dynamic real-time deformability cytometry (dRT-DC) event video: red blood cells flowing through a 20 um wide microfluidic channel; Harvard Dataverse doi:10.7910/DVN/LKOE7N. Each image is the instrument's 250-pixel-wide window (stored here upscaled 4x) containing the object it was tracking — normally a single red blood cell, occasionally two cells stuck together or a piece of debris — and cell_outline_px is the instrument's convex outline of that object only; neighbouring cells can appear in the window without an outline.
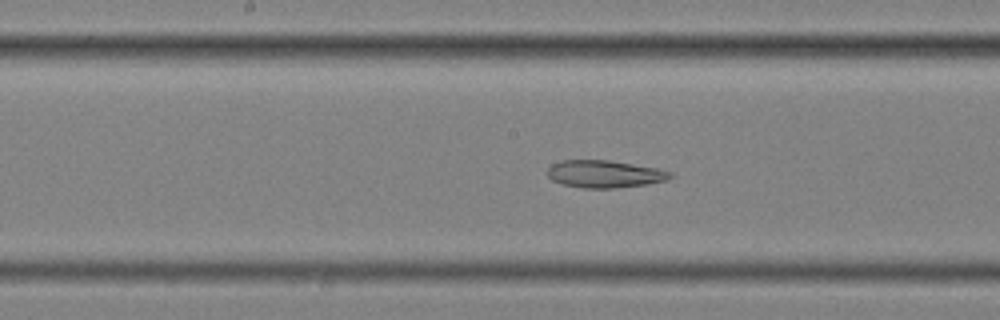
{"species": "common noctule bat (a hibernating species)", "species_latin": "Nyctalus noctula", "temperature_condition": "cold", "stored_images_in_passage": 59, "segment_of_instrument_passage": [2, 3], "camera_frame_rate_fps": 3000, "um_per_image_px": 0.085, "animal": {"sex": "female", "body_mass_g": 25.1}, "frame": {"image": 1, "passage_image": 30, "time_ms": 9.667, "image_size_px": [1000, 320], "cell_outline_px": [[672, 176], [668, 180], [648, 184], [616, 188], [584, 188], [564, 184], [552, 180], [548, 176], [548, 168], [552, 164], [564, 160], [608, 160], [656, 168], [672, 172]], "centroid_in_image_um": [51.41, 14.79], "position_along_channel_um": 196.8, "area_um2": 19.48}}
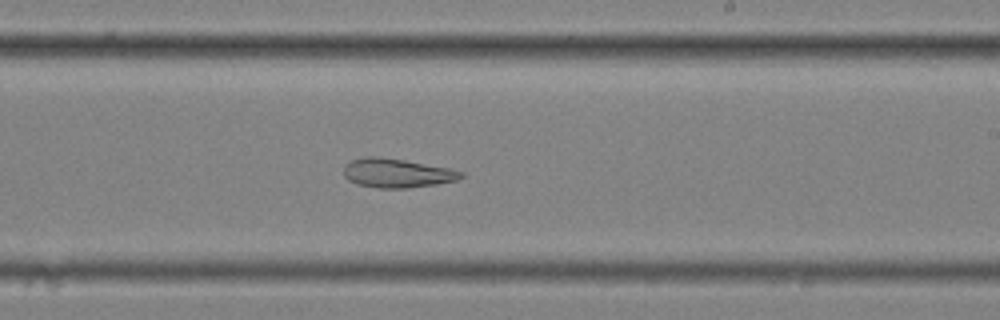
{"frame": {"image": 2, "passage_image": 35, "time_ms": 11.333, "image_size_px": [1000, 320], "cell_outline_px": [[464, 176], [456, 180], [436, 184], [408, 188], [376, 188], [356, 184], [348, 180], [344, 176], [344, 168], [352, 160], [364, 156], [376, 156], [404, 160], [448, 168], [464, 172]], "centroid_in_image_um": [33.72, 14.72], "position_along_channel_um": 255.3, "area_um2": 19.77}}
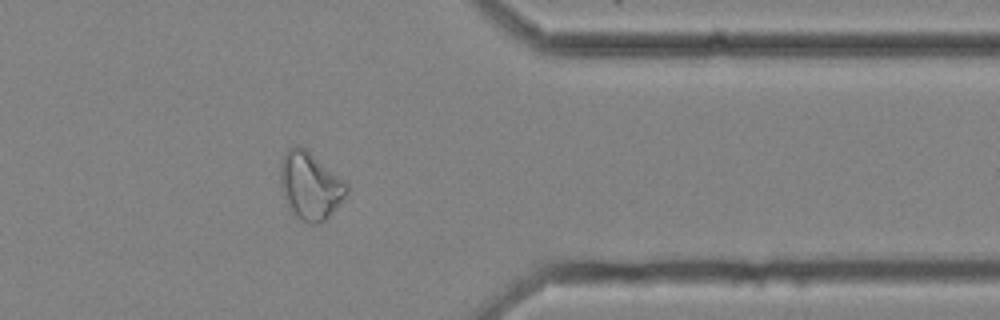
{"frame": {"image": 3, "passage_image": 47, "time_ms": 15.333, "image_size_px": [1000, 320], "cell_outline_px": [[348, 192], [332, 212], [320, 224], [308, 224], [300, 220], [288, 208], [280, 184], [280, 164], [288, 148], [296, 144], [300, 144], [344, 180], [348, 184]], "centroid_in_image_um": [26.34, 15.79], "position_along_channel_um": 385.1, "area_um2": 26.01}}